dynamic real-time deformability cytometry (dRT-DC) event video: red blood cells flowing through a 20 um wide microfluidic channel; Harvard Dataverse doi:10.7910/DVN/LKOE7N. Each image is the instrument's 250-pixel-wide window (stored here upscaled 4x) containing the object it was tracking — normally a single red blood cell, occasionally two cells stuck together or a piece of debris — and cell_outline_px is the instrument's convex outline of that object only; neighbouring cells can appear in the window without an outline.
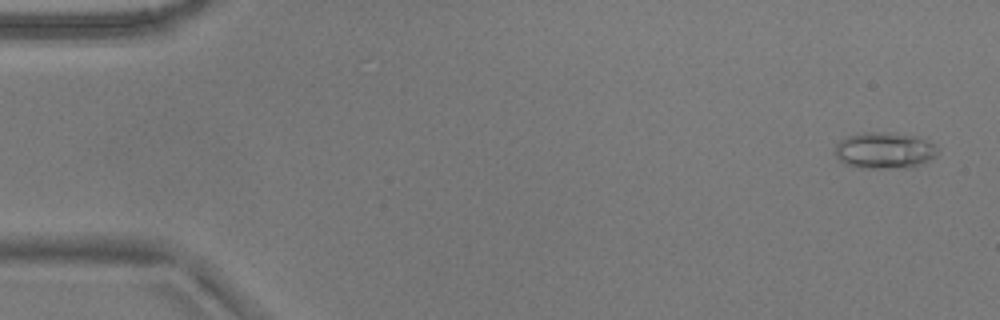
{"species": "common noctule bat (a hibernating species)", "species_latin": "Nyctalus noctula", "temperature_condition": "warm", "stored_images_in_passage": 53, "camera_frame_rate_fps": 3000, "um_per_image_px": 0.085, "animal": {"sex": "male", "body_mass_g": 17.9}, "frame": {"image": 1, "passage_image": 2, "time_ms": 0.333, "image_size_px": [1000, 320], "cell_outline_px": [[936, 156], [920, 164], [904, 168], [856, 168], [840, 160], [836, 156], [836, 144], [844, 136], [856, 132], [884, 132], [920, 136], [928, 140], [936, 148]], "centroid_in_image_um": [75.14, 12.77], "position_along_channel_um": 9.9, "area_um2": 21.91}}
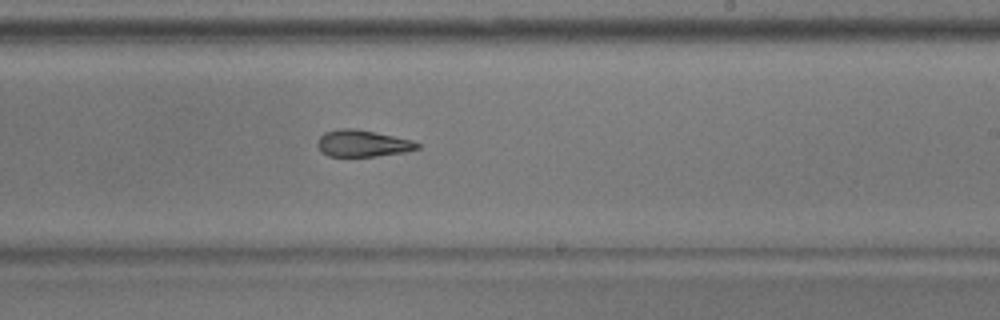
{"frame": {"image": 2, "passage_image": 32, "time_ms": 10.333, "image_size_px": [1000, 320], "cell_outline_px": [[420, 148], [404, 152], [376, 156], [328, 156], [316, 144], [316, 140], [324, 132], [340, 128], [356, 128], [412, 140], [420, 144]], "centroid_in_image_um": [30.81, 12.18], "position_along_channel_um": 258.2, "area_um2": 15.49}}
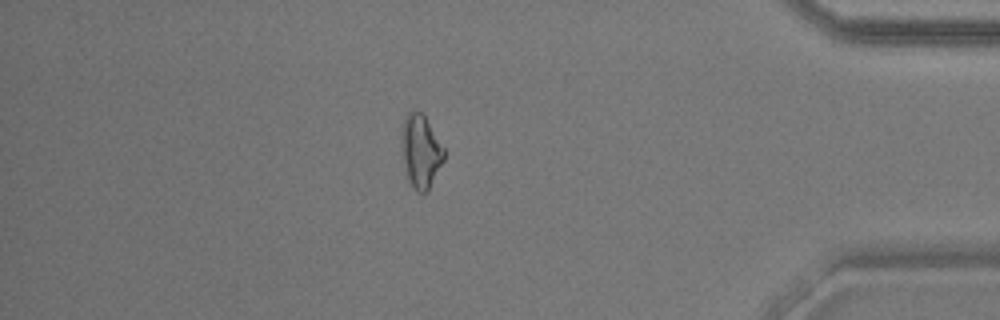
{"frame": {"image": 3, "passage_image": 46, "time_ms": 15.0, "image_size_px": [1000, 320], "cell_outline_px": [[444, 160], [428, 192], [416, 192], [408, 180], [404, 172], [400, 144], [400, 132], [404, 120], [408, 112], [412, 108], [424, 112], [444, 148]], "centroid_in_image_um": [35.73, 12.82], "position_along_channel_um": 399.5, "area_um2": 18.9}, "authors_computed_cell_mechanics": {"area_um2": 17.1666, "velocity_mm_per_s": 3.7863, "shape_relaxation_time_tau1_ms": 7.2253, "shape_relaxation_time_tau2_ms": 3.736, "deformation_change_tau1": 0.1771, "deformation_change_tau2": 0.1237}}